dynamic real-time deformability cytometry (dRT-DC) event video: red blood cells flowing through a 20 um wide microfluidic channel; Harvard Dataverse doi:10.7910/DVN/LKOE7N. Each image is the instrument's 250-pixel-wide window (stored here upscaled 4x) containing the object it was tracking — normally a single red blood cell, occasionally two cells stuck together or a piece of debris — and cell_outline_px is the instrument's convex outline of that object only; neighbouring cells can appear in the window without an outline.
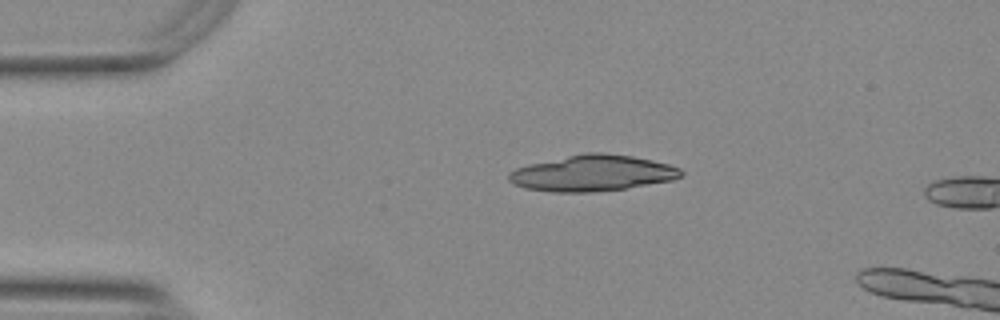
{"species": "Egyptian fruit bat (a non-hibernating species)", "species_latin": "Rousettus aegyptiacus", "temperature_condition": "warm", "stored_images_in_passage": 3, "camera_frame_rate_fps": 3000, "um_per_image_px": 0.085, "animal": {"sex": "female"}, "frame": {"image": 1, "passage_image": 1, "time_ms": 0.0, "image_size_px": [1000, 320], "cell_outline_px": [[684, 172], [680, 176], [672, 180], [628, 188], [596, 192], [552, 192], [524, 188], [512, 184], [508, 180], [508, 172], [516, 168], [528, 164], [588, 152], [604, 152], [632, 156], [652, 160], [668, 164], [680, 168]], "centroid_in_image_um": [50.34, 14.72], "position_along_channel_um": 34.7, "area_um2": 36.3}}